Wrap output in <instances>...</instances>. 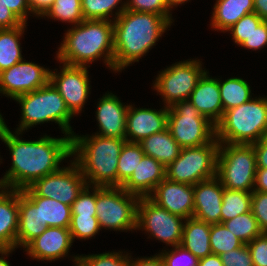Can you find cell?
<instances>
[{
  "mask_svg": "<svg viewBox=\"0 0 267 266\" xmlns=\"http://www.w3.org/2000/svg\"><path fill=\"white\" fill-rule=\"evenodd\" d=\"M22 132L11 131L0 113V139L9 148L12 166L1 178L7 189L22 190L37 179L54 173L63 160L72 157L71 136L50 137L43 135L37 140H23Z\"/></svg>",
  "mask_w": 267,
  "mask_h": 266,
  "instance_id": "obj_1",
  "label": "cell"
},
{
  "mask_svg": "<svg viewBox=\"0 0 267 266\" xmlns=\"http://www.w3.org/2000/svg\"><path fill=\"white\" fill-rule=\"evenodd\" d=\"M113 22L115 73L139 62L172 25L162 15L126 9Z\"/></svg>",
  "mask_w": 267,
  "mask_h": 266,
  "instance_id": "obj_2",
  "label": "cell"
},
{
  "mask_svg": "<svg viewBox=\"0 0 267 266\" xmlns=\"http://www.w3.org/2000/svg\"><path fill=\"white\" fill-rule=\"evenodd\" d=\"M113 34V21L83 20L67 30L55 58L60 64L88 67L104 58L107 68L114 71Z\"/></svg>",
  "mask_w": 267,
  "mask_h": 266,
  "instance_id": "obj_3",
  "label": "cell"
},
{
  "mask_svg": "<svg viewBox=\"0 0 267 266\" xmlns=\"http://www.w3.org/2000/svg\"><path fill=\"white\" fill-rule=\"evenodd\" d=\"M126 138L102 137L96 134L71 137V155L80 167L87 184L117 186V167Z\"/></svg>",
  "mask_w": 267,
  "mask_h": 266,
  "instance_id": "obj_4",
  "label": "cell"
},
{
  "mask_svg": "<svg viewBox=\"0 0 267 266\" xmlns=\"http://www.w3.org/2000/svg\"><path fill=\"white\" fill-rule=\"evenodd\" d=\"M267 136V97L251 100L224 112L216 125L219 143L252 145Z\"/></svg>",
  "mask_w": 267,
  "mask_h": 266,
  "instance_id": "obj_5",
  "label": "cell"
},
{
  "mask_svg": "<svg viewBox=\"0 0 267 266\" xmlns=\"http://www.w3.org/2000/svg\"><path fill=\"white\" fill-rule=\"evenodd\" d=\"M13 100L21 106V120L15 131L24 133L34 125L51 121L58 124L64 135L72 137L74 134L70 125L74 115L50 82L35 91L17 96Z\"/></svg>",
  "mask_w": 267,
  "mask_h": 266,
  "instance_id": "obj_6",
  "label": "cell"
},
{
  "mask_svg": "<svg viewBox=\"0 0 267 266\" xmlns=\"http://www.w3.org/2000/svg\"><path fill=\"white\" fill-rule=\"evenodd\" d=\"M256 170L253 145L220 143L217 177L224 188L253 192Z\"/></svg>",
  "mask_w": 267,
  "mask_h": 266,
  "instance_id": "obj_7",
  "label": "cell"
},
{
  "mask_svg": "<svg viewBox=\"0 0 267 266\" xmlns=\"http://www.w3.org/2000/svg\"><path fill=\"white\" fill-rule=\"evenodd\" d=\"M139 199L122 187L96 186V217L101 229L136 230Z\"/></svg>",
  "mask_w": 267,
  "mask_h": 266,
  "instance_id": "obj_8",
  "label": "cell"
},
{
  "mask_svg": "<svg viewBox=\"0 0 267 266\" xmlns=\"http://www.w3.org/2000/svg\"><path fill=\"white\" fill-rule=\"evenodd\" d=\"M220 143L216 137L205 145L181 148L179 156L166 167L168 180L195 185L217 176Z\"/></svg>",
  "mask_w": 267,
  "mask_h": 266,
  "instance_id": "obj_9",
  "label": "cell"
},
{
  "mask_svg": "<svg viewBox=\"0 0 267 266\" xmlns=\"http://www.w3.org/2000/svg\"><path fill=\"white\" fill-rule=\"evenodd\" d=\"M167 128L181 148L205 145L216 137V126L189 100L168 107Z\"/></svg>",
  "mask_w": 267,
  "mask_h": 266,
  "instance_id": "obj_10",
  "label": "cell"
},
{
  "mask_svg": "<svg viewBox=\"0 0 267 266\" xmlns=\"http://www.w3.org/2000/svg\"><path fill=\"white\" fill-rule=\"evenodd\" d=\"M202 64L200 59H188L159 71L154 80L153 89L161 95L166 107L189 99L199 79L207 71L203 70Z\"/></svg>",
  "mask_w": 267,
  "mask_h": 266,
  "instance_id": "obj_11",
  "label": "cell"
},
{
  "mask_svg": "<svg viewBox=\"0 0 267 266\" xmlns=\"http://www.w3.org/2000/svg\"><path fill=\"white\" fill-rule=\"evenodd\" d=\"M184 222V218L171 214L148 197H140L136 230H144L149 236L156 238L155 240L174 247L181 244Z\"/></svg>",
  "mask_w": 267,
  "mask_h": 266,
  "instance_id": "obj_12",
  "label": "cell"
},
{
  "mask_svg": "<svg viewBox=\"0 0 267 266\" xmlns=\"http://www.w3.org/2000/svg\"><path fill=\"white\" fill-rule=\"evenodd\" d=\"M73 161V162H72ZM67 167L37 179L30 188L39 196L71 206L88 185L80 167L72 160Z\"/></svg>",
  "mask_w": 267,
  "mask_h": 266,
  "instance_id": "obj_13",
  "label": "cell"
},
{
  "mask_svg": "<svg viewBox=\"0 0 267 266\" xmlns=\"http://www.w3.org/2000/svg\"><path fill=\"white\" fill-rule=\"evenodd\" d=\"M88 66H70L63 64L60 72L50 70L49 82L63 97L69 111L80 114L90 94ZM58 73V74H57Z\"/></svg>",
  "mask_w": 267,
  "mask_h": 266,
  "instance_id": "obj_14",
  "label": "cell"
},
{
  "mask_svg": "<svg viewBox=\"0 0 267 266\" xmlns=\"http://www.w3.org/2000/svg\"><path fill=\"white\" fill-rule=\"evenodd\" d=\"M25 61L0 72V93L12 100L49 83L51 69Z\"/></svg>",
  "mask_w": 267,
  "mask_h": 266,
  "instance_id": "obj_15",
  "label": "cell"
},
{
  "mask_svg": "<svg viewBox=\"0 0 267 266\" xmlns=\"http://www.w3.org/2000/svg\"><path fill=\"white\" fill-rule=\"evenodd\" d=\"M159 207L184 219L193 217L194 186L165 178L148 196Z\"/></svg>",
  "mask_w": 267,
  "mask_h": 266,
  "instance_id": "obj_16",
  "label": "cell"
},
{
  "mask_svg": "<svg viewBox=\"0 0 267 266\" xmlns=\"http://www.w3.org/2000/svg\"><path fill=\"white\" fill-rule=\"evenodd\" d=\"M73 239L70 230L61 227H47L24 248L30 258L37 261H55L68 256Z\"/></svg>",
  "mask_w": 267,
  "mask_h": 266,
  "instance_id": "obj_17",
  "label": "cell"
},
{
  "mask_svg": "<svg viewBox=\"0 0 267 266\" xmlns=\"http://www.w3.org/2000/svg\"><path fill=\"white\" fill-rule=\"evenodd\" d=\"M168 107L160 110L136 108L131 104L126 116V135L128 142L139 143L142 139L167 128Z\"/></svg>",
  "mask_w": 267,
  "mask_h": 266,
  "instance_id": "obj_18",
  "label": "cell"
},
{
  "mask_svg": "<svg viewBox=\"0 0 267 266\" xmlns=\"http://www.w3.org/2000/svg\"><path fill=\"white\" fill-rule=\"evenodd\" d=\"M194 186L193 217L209 224L221 223L224 187L217 176Z\"/></svg>",
  "mask_w": 267,
  "mask_h": 266,
  "instance_id": "obj_19",
  "label": "cell"
},
{
  "mask_svg": "<svg viewBox=\"0 0 267 266\" xmlns=\"http://www.w3.org/2000/svg\"><path fill=\"white\" fill-rule=\"evenodd\" d=\"M96 110V121L99 132L95 134L102 137L125 138L126 116L129 105H125L111 92L99 98Z\"/></svg>",
  "mask_w": 267,
  "mask_h": 266,
  "instance_id": "obj_20",
  "label": "cell"
},
{
  "mask_svg": "<svg viewBox=\"0 0 267 266\" xmlns=\"http://www.w3.org/2000/svg\"><path fill=\"white\" fill-rule=\"evenodd\" d=\"M215 126L221 121L224 110L222 106L219 78L210 77L206 71L199 79L188 99Z\"/></svg>",
  "mask_w": 267,
  "mask_h": 266,
  "instance_id": "obj_21",
  "label": "cell"
},
{
  "mask_svg": "<svg viewBox=\"0 0 267 266\" xmlns=\"http://www.w3.org/2000/svg\"><path fill=\"white\" fill-rule=\"evenodd\" d=\"M166 178V167L151 156L144 155L132 176L121 186L126 192L148 197Z\"/></svg>",
  "mask_w": 267,
  "mask_h": 266,
  "instance_id": "obj_22",
  "label": "cell"
},
{
  "mask_svg": "<svg viewBox=\"0 0 267 266\" xmlns=\"http://www.w3.org/2000/svg\"><path fill=\"white\" fill-rule=\"evenodd\" d=\"M19 220V190L5 189L0 194V249L16 248Z\"/></svg>",
  "mask_w": 267,
  "mask_h": 266,
  "instance_id": "obj_23",
  "label": "cell"
},
{
  "mask_svg": "<svg viewBox=\"0 0 267 266\" xmlns=\"http://www.w3.org/2000/svg\"><path fill=\"white\" fill-rule=\"evenodd\" d=\"M38 208L39 222L46 227L69 229L71 206L51 198L39 197L30 187L21 190Z\"/></svg>",
  "mask_w": 267,
  "mask_h": 266,
  "instance_id": "obj_24",
  "label": "cell"
},
{
  "mask_svg": "<svg viewBox=\"0 0 267 266\" xmlns=\"http://www.w3.org/2000/svg\"><path fill=\"white\" fill-rule=\"evenodd\" d=\"M39 222L38 208L36 205L19 190V220L18 232L16 235V248H24L30 241L40 236L45 230Z\"/></svg>",
  "mask_w": 267,
  "mask_h": 266,
  "instance_id": "obj_25",
  "label": "cell"
},
{
  "mask_svg": "<svg viewBox=\"0 0 267 266\" xmlns=\"http://www.w3.org/2000/svg\"><path fill=\"white\" fill-rule=\"evenodd\" d=\"M211 17V28L223 33L241 17L254 12V0H216Z\"/></svg>",
  "mask_w": 267,
  "mask_h": 266,
  "instance_id": "obj_26",
  "label": "cell"
},
{
  "mask_svg": "<svg viewBox=\"0 0 267 266\" xmlns=\"http://www.w3.org/2000/svg\"><path fill=\"white\" fill-rule=\"evenodd\" d=\"M211 224L194 217L185 219L181 246L190 251L198 259L212 254L210 247Z\"/></svg>",
  "mask_w": 267,
  "mask_h": 266,
  "instance_id": "obj_27",
  "label": "cell"
},
{
  "mask_svg": "<svg viewBox=\"0 0 267 266\" xmlns=\"http://www.w3.org/2000/svg\"><path fill=\"white\" fill-rule=\"evenodd\" d=\"M139 144L145 155L151 156L165 167L172 163L181 151L168 128L142 139Z\"/></svg>",
  "mask_w": 267,
  "mask_h": 266,
  "instance_id": "obj_28",
  "label": "cell"
},
{
  "mask_svg": "<svg viewBox=\"0 0 267 266\" xmlns=\"http://www.w3.org/2000/svg\"><path fill=\"white\" fill-rule=\"evenodd\" d=\"M25 29V23L14 28L0 29V72L23 60L20 40Z\"/></svg>",
  "mask_w": 267,
  "mask_h": 266,
  "instance_id": "obj_29",
  "label": "cell"
},
{
  "mask_svg": "<svg viewBox=\"0 0 267 266\" xmlns=\"http://www.w3.org/2000/svg\"><path fill=\"white\" fill-rule=\"evenodd\" d=\"M219 89L224 112L252 99L251 87L243 78L219 79Z\"/></svg>",
  "mask_w": 267,
  "mask_h": 266,
  "instance_id": "obj_30",
  "label": "cell"
},
{
  "mask_svg": "<svg viewBox=\"0 0 267 266\" xmlns=\"http://www.w3.org/2000/svg\"><path fill=\"white\" fill-rule=\"evenodd\" d=\"M252 192L224 188L221 223L251 211Z\"/></svg>",
  "mask_w": 267,
  "mask_h": 266,
  "instance_id": "obj_31",
  "label": "cell"
},
{
  "mask_svg": "<svg viewBox=\"0 0 267 266\" xmlns=\"http://www.w3.org/2000/svg\"><path fill=\"white\" fill-rule=\"evenodd\" d=\"M119 4L121 6H118ZM125 6L126 2L123 3L122 0H81V9L85 20L114 21L125 10ZM114 9L117 11L114 12Z\"/></svg>",
  "mask_w": 267,
  "mask_h": 266,
  "instance_id": "obj_32",
  "label": "cell"
},
{
  "mask_svg": "<svg viewBox=\"0 0 267 266\" xmlns=\"http://www.w3.org/2000/svg\"><path fill=\"white\" fill-rule=\"evenodd\" d=\"M144 155L139 143L128 141L124 143L117 167L118 187H121L132 176Z\"/></svg>",
  "mask_w": 267,
  "mask_h": 266,
  "instance_id": "obj_33",
  "label": "cell"
},
{
  "mask_svg": "<svg viewBox=\"0 0 267 266\" xmlns=\"http://www.w3.org/2000/svg\"><path fill=\"white\" fill-rule=\"evenodd\" d=\"M41 17L67 22L73 26L85 20L81 0H55Z\"/></svg>",
  "mask_w": 267,
  "mask_h": 266,
  "instance_id": "obj_34",
  "label": "cell"
},
{
  "mask_svg": "<svg viewBox=\"0 0 267 266\" xmlns=\"http://www.w3.org/2000/svg\"><path fill=\"white\" fill-rule=\"evenodd\" d=\"M223 224L244 244L251 242L263 233L252 211L240 214Z\"/></svg>",
  "mask_w": 267,
  "mask_h": 266,
  "instance_id": "obj_35",
  "label": "cell"
},
{
  "mask_svg": "<svg viewBox=\"0 0 267 266\" xmlns=\"http://www.w3.org/2000/svg\"><path fill=\"white\" fill-rule=\"evenodd\" d=\"M209 241L212 254L217 255L245 245L223 223L211 224Z\"/></svg>",
  "mask_w": 267,
  "mask_h": 266,
  "instance_id": "obj_36",
  "label": "cell"
},
{
  "mask_svg": "<svg viewBox=\"0 0 267 266\" xmlns=\"http://www.w3.org/2000/svg\"><path fill=\"white\" fill-rule=\"evenodd\" d=\"M122 251L73 256L78 266H129L130 253Z\"/></svg>",
  "mask_w": 267,
  "mask_h": 266,
  "instance_id": "obj_37",
  "label": "cell"
},
{
  "mask_svg": "<svg viewBox=\"0 0 267 266\" xmlns=\"http://www.w3.org/2000/svg\"><path fill=\"white\" fill-rule=\"evenodd\" d=\"M69 230L73 239L85 240L94 237L100 232L101 227L96 216L71 215Z\"/></svg>",
  "mask_w": 267,
  "mask_h": 266,
  "instance_id": "obj_38",
  "label": "cell"
},
{
  "mask_svg": "<svg viewBox=\"0 0 267 266\" xmlns=\"http://www.w3.org/2000/svg\"><path fill=\"white\" fill-rule=\"evenodd\" d=\"M125 9L162 15L171 24L174 22L167 0H127Z\"/></svg>",
  "mask_w": 267,
  "mask_h": 266,
  "instance_id": "obj_39",
  "label": "cell"
},
{
  "mask_svg": "<svg viewBox=\"0 0 267 266\" xmlns=\"http://www.w3.org/2000/svg\"><path fill=\"white\" fill-rule=\"evenodd\" d=\"M263 21L253 12L241 17L227 32L229 31L234 42L240 45Z\"/></svg>",
  "mask_w": 267,
  "mask_h": 266,
  "instance_id": "obj_40",
  "label": "cell"
},
{
  "mask_svg": "<svg viewBox=\"0 0 267 266\" xmlns=\"http://www.w3.org/2000/svg\"><path fill=\"white\" fill-rule=\"evenodd\" d=\"M71 215L96 216V186L87 185L83 189L71 205Z\"/></svg>",
  "mask_w": 267,
  "mask_h": 266,
  "instance_id": "obj_41",
  "label": "cell"
},
{
  "mask_svg": "<svg viewBox=\"0 0 267 266\" xmlns=\"http://www.w3.org/2000/svg\"><path fill=\"white\" fill-rule=\"evenodd\" d=\"M167 250H162L159 253L165 262V266H198L199 264V259L181 245Z\"/></svg>",
  "mask_w": 267,
  "mask_h": 266,
  "instance_id": "obj_42",
  "label": "cell"
},
{
  "mask_svg": "<svg viewBox=\"0 0 267 266\" xmlns=\"http://www.w3.org/2000/svg\"><path fill=\"white\" fill-rule=\"evenodd\" d=\"M219 256L224 266H254L247 244Z\"/></svg>",
  "mask_w": 267,
  "mask_h": 266,
  "instance_id": "obj_43",
  "label": "cell"
},
{
  "mask_svg": "<svg viewBox=\"0 0 267 266\" xmlns=\"http://www.w3.org/2000/svg\"><path fill=\"white\" fill-rule=\"evenodd\" d=\"M251 211L263 233H267V193L253 191Z\"/></svg>",
  "mask_w": 267,
  "mask_h": 266,
  "instance_id": "obj_44",
  "label": "cell"
},
{
  "mask_svg": "<svg viewBox=\"0 0 267 266\" xmlns=\"http://www.w3.org/2000/svg\"><path fill=\"white\" fill-rule=\"evenodd\" d=\"M254 266H267V233H262L247 243Z\"/></svg>",
  "mask_w": 267,
  "mask_h": 266,
  "instance_id": "obj_45",
  "label": "cell"
},
{
  "mask_svg": "<svg viewBox=\"0 0 267 266\" xmlns=\"http://www.w3.org/2000/svg\"><path fill=\"white\" fill-rule=\"evenodd\" d=\"M239 46L254 51L267 46V21H263Z\"/></svg>",
  "mask_w": 267,
  "mask_h": 266,
  "instance_id": "obj_46",
  "label": "cell"
},
{
  "mask_svg": "<svg viewBox=\"0 0 267 266\" xmlns=\"http://www.w3.org/2000/svg\"><path fill=\"white\" fill-rule=\"evenodd\" d=\"M8 7L23 23L27 24L30 14H33L27 3V0H0Z\"/></svg>",
  "mask_w": 267,
  "mask_h": 266,
  "instance_id": "obj_47",
  "label": "cell"
},
{
  "mask_svg": "<svg viewBox=\"0 0 267 266\" xmlns=\"http://www.w3.org/2000/svg\"><path fill=\"white\" fill-rule=\"evenodd\" d=\"M23 22L0 1V29L21 26Z\"/></svg>",
  "mask_w": 267,
  "mask_h": 266,
  "instance_id": "obj_48",
  "label": "cell"
},
{
  "mask_svg": "<svg viewBox=\"0 0 267 266\" xmlns=\"http://www.w3.org/2000/svg\"><path fill=\"white\" fill-rule=\"evenodd\" d=\"M252 145L256 152L257 168L267 169V136Z\"/></svg>",
  "mask_w": 267,
  "mask_h": 266,
  "instance_id": "obj_49",
  "label": "cell"
},
{
  "mask_svg": "<svg viewBox=\"0 0 267 266\" xmlns=\"http://www.w3.org/2000/svg\"><path fill=\"white\" fill-rule=\"evenodd\" d=\"M129 260V266H165V262L160 254H156L151 257L131 258Z\"/></svg>",
  "mask_w": 267,
  "mask_h": 266,
  "instance_id": "obj_50",
  "label": "cell"
},
{
  "mask_svg": "<svg viewBox=\"0 0 267 266\" xmlns=\"http://www.w3.org/2000/svg\"><path fill=\"white\" fill-rule=\"evenodd\" d=\"M55 0H27L31 12L36 17H41Z\"/></svg>",
  "mask_w": 267,
  "mask_h": 266,
  "instance_id": "obj_51",
  "label": "cell"
},
{
  "mask_svg": "<svg viewBox=\"0 0 267 266\" xmlns=\"http://www.w3.org/2000/svg\"><path fill=\"white\" fill-rule=\"evenodd\" d=\"M253 191L267 193V169L257 168Z\"/></svg>",
  "mask_w": 267,
  "mask_h": 266,
  "instance_id": "obj_52",
  "label": "cell"
},
{
  "mask_svg": "<svg viewBox=\"0 0 267 266\" xmlns=\"http://www.w3.org/2000/svg\"><path fill=\"white\" fill-rule=\"evenodd\" d=\"M198 266H224V265L219 255L210 254L202 259H199Z\"/></svg>",
  "mask_w": 267,
  "mask_h": 266,
  "instance_id": "obj_53",
  "label": "cell"
},
{
  "mask_svg": "<svg viewBox=\"0 0 267 266\" xmlns=\"http://www.w3.org/2000/svg\"><path fill=\"white\" fill-rule=\"evenodd\" d=\"M254 12L267 21V0H254Z\"/></svg>",
  "mask_w": 267,
  "mask_h": 266,
  "instance_id": "obj_54",
  "label": "cell"
},
{
  "mask_svg": "<svg viewBox=\"0 0 267 266\" xmlns=\"http://www.w3.org/2000/svg\"><path fill=\"white\" fill-rule=\"evenodd\" d=\"M15 249L14 248H1L0 249V266H11L8 261L5 259L4 256H6V258L9 256V254L12 253V251H14Z\"/></svg>",
  "mask_w": 267,
  "mask_h": 266,
  "instance_id": "obj_55",
  "label": "cell"
},
{
  "mask_svg": "<svg viewBox=\"0 0 267 266\" xmlns=\"http://www.w3.org/2000/svg\"><path fill=\"white\" fill-rule=\"evenodd\" d=\"M188 1L190 0H167V3L172 11L173 7L177 8L178 5L180 6L181 4L188 2Z\"/></svg>",
  "mask_w": 267,
  "mask_h": 266,
  "instance_id": "obj_56",
  "label": "cell"
},
{
  "mask_svg": "<svg viewBox=\"0 0 267 266\" xmlns=\"http://www.w3.org/2000/svg\"><path fill=\"white\" fill-rule=\"evenodd\" d=\"M6 189L5 184L2 182V180L0 179V194Z\"/></svg>",
  "mask_w": 267,
  "mask_h": 266,
  "instance_id": "obj_57",
  "label": "cell"
}]
</instances>
